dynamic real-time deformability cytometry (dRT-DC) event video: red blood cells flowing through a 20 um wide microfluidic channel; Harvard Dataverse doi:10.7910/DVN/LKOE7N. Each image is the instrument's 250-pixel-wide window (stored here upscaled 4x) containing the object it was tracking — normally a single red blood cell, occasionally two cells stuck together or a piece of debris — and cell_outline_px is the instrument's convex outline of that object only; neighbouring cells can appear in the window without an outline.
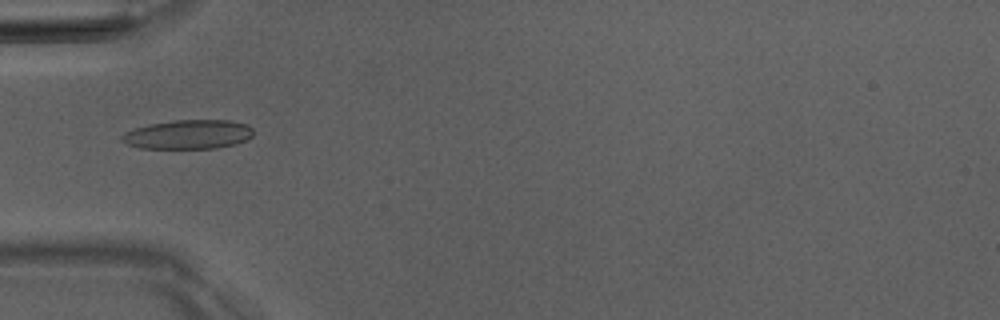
{"species": "Egyptian fruit bat (a non-hibernating species)", "species_latin": "Rousettus aegyptiacus", "temperature_condition": "room temperature", "stored_images_in_passage": 6, "camera_frame_rate_fps": 3000, "um_per_image_px": 0.085, "animal": {"sex": "male"}, "frame": {"image": 1, "passage_image": 5, "time_ms": 4.667, "image_size_px": [1000, 320], "cell_outline_px": [[252, 136], [248, 140], [216, 148], [140, 148], [128, 144], [120, 140], [120, 136], [124, 132], [148, 124], [176, 120], [228, 120], [248, 124], [252, 128]], "centroid_in_image_um": [15.99, 11.42], "position_along_channel_um": 69.0, "area_um2": 22.31}}